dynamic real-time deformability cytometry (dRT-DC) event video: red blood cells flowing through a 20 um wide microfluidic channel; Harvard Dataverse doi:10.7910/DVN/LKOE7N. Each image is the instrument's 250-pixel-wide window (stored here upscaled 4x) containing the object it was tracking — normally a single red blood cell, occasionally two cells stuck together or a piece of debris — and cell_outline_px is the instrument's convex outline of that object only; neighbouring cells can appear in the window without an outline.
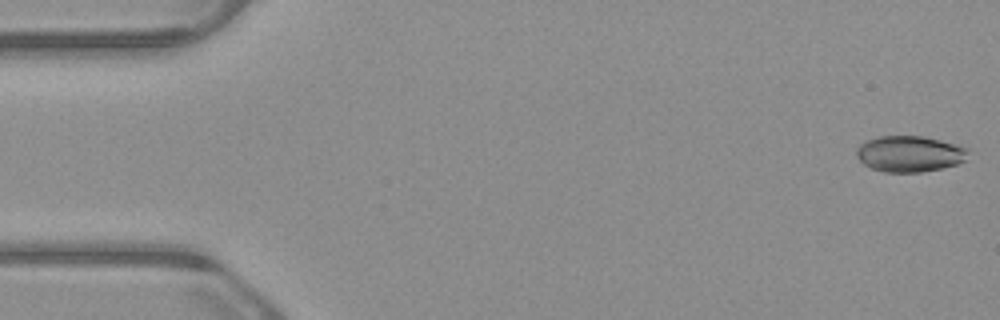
{"species": "common noctule bat (a hibernating species)", "species_latin": "Nyctalus noctula", "temperature_condition": "warm", "stored_images_in_passage": 53, "camera_frame_rate_fps": 3000, "um_per_image_px": 0.085, "animal": {"sex": "male", "body_mass_g": 23.1, "forearm_length_mm": 52.7}, "frame": {"image": 1, "passage_image": 1, "time_ms": 0.0, "image_size_px": [1000, 320], "cell_outline_px": [[968, 160], [944, 168], [920, 172], [884, 172], [872, 168], [864, 164], [856, 156], [856, 148], [864, 140], [880, 136], [924, 136], [940, 140], [968, 148]], "centroid_in_image_um": [77.32, 13.07], "position_along_channel_um": 7.7, "area_um2": 23.64}}
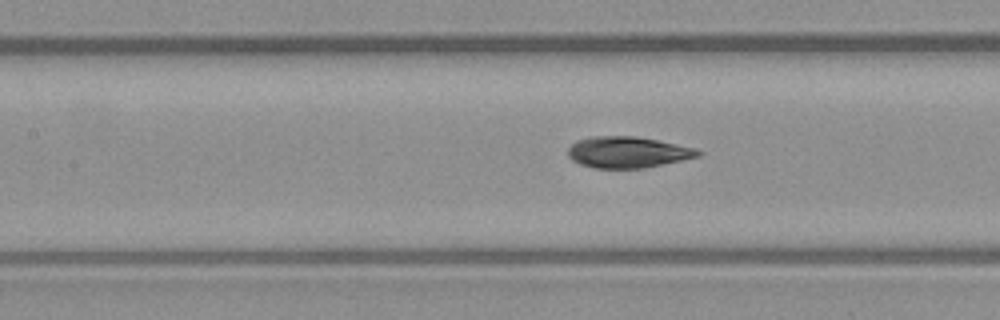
{"frame": {"image": 2, "passage_image": 23, "time_ms": 7.333, "image_size_px": [1000, 320], "cell_outline_px": [[704, 152], [700, 156], [644, 168], [596, 168], [580, 164], [572, 160], [568, 156], [568, 148], [576, 140], [592, 136], [636, 136], [696, 148]], "centroid_in_image_um": [53.35, 12.93], "position_along_channel_um": 154.1, "area_um2": 23.64}}
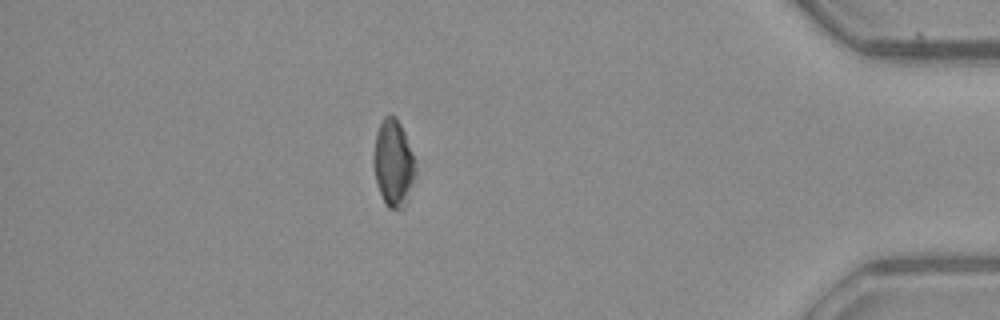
{"frame": {"image": 3, "passage_image": 46, "time_ms": 15.0, "image_size_px": [1000, 320], "cell_outline_px": [[416, 172], [408, 200], [404, 208], [400, 212], [388, 208], [376, 184], [372, 164], [372, 156], [376, 132], [384, 116], [388, 112], [392, 112], [396, 116], [404, 132], [416, 160]], "centroid_in_image_um": [33.43, 13.87], "position_along_channel_um": 401.8, "area_um2": 21.96}, "authors_computed_cell_mechanics": {"area_um2": 23.5246, "velocity_mm_per_s": 3.866, "shape_relaxation_time_tau1_ms": 3.6594, "shape_relaxation_time_tau2_ms": null, "deformation_change_tau1": 0.1096, "deformation_change_tau2": null}}